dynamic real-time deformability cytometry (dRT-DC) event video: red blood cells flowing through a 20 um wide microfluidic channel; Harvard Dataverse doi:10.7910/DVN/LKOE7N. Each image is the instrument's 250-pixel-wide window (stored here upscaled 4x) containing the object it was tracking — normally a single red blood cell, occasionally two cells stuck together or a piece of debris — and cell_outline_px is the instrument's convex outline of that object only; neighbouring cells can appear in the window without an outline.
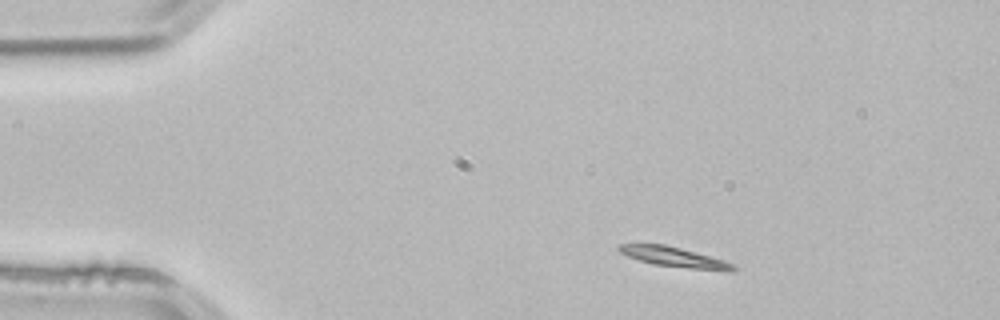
{"species": "common noctule bat (a hibernating species)", "species_latin": "Nyctalus noctula", "temperature_condition": "room temperature", "stored_images_in_passage": 2, "camera_frame_rate_fps": 3000, "um_per_image_px": 0.085, "animal": {"sex": "male", "body_mass_g": 21.5, "forearm_length_mm": 52.0}, "frame": {"image": 1, "passage_image": 1, "time_ms": 0.0, "image_size_px": [1000, 320], "cell_outline_px": [[736, 268], [732, 272], [728, 272], [652, 264], [628, 256], [620, 252], [616, 248], [620, 244], [664, 244], [680, 248], [724, 260], [736, 264]], "centroid_in_image_um": [57.36, 21.86], "position_along_channel_um": 27.6, "area_um2": 13.24}}